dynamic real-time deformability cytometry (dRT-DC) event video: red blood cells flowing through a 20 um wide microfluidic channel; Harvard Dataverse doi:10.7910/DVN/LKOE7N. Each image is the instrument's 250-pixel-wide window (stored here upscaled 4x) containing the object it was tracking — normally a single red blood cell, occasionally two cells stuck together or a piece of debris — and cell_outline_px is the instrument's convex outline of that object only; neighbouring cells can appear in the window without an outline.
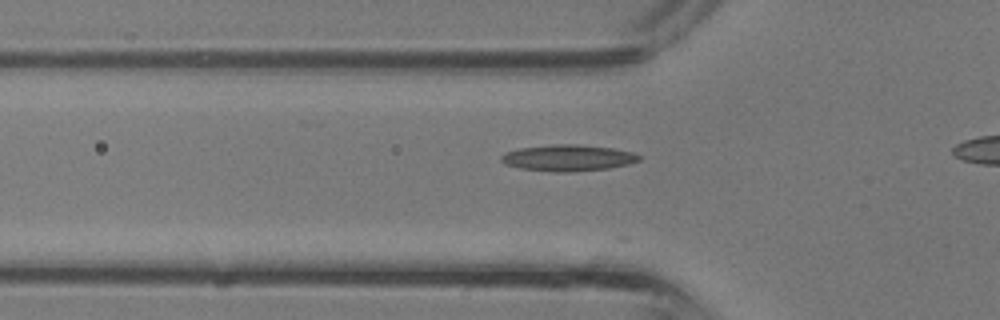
{"species": "common noctule bat (a hibernating species)", "species_latin": "Nyctalus noctula", "temperature_condition": "room temperature", "stored_images_in_passage": 9, "camera_frame_rate_fps": 3000, "um_per_image_px": 0.085, "animal": {"sex": "male", "body_mass_g": 13.3}, "frame": {"image": 1, "passage_image": 6, "time_ms": 1.667, "image_size_px": [1000, 320], "cell_outline_px": [[640, 160], [628, 164], [608, 168], [568, 172], [552, 172], [520, 168], [504, 164], [500, 160], [500, 156], [504, 152], [520, 148], [556, 144], [576, 144], [612, 148], [632, 152], [640, 156]], "centroid_in_image_um": [48.23, 13.42], "position_along_channel_um": 77.6, "area_um2": 21.1}}